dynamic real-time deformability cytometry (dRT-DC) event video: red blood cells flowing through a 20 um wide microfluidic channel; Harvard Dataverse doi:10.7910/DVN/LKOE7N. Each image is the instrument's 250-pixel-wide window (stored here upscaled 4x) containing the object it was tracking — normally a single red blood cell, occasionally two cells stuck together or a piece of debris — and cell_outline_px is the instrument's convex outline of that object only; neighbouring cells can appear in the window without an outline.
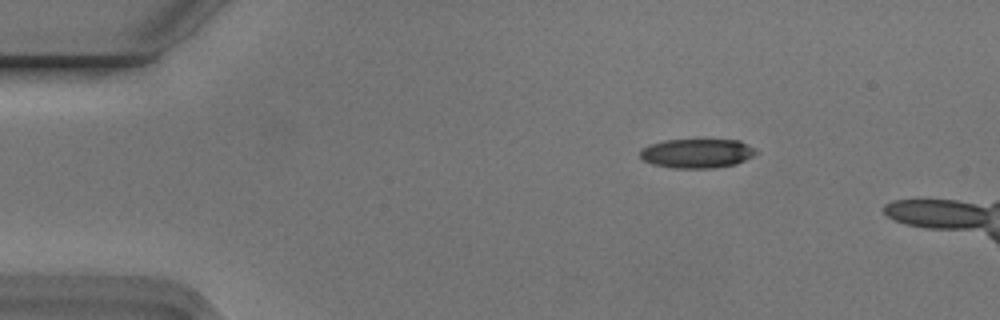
{"species": "Egyptian fruit bat (a non-hibernating species)", "species_latin": "Rousettus aegyptiacus", "temperature_condition": "cold", "stored_images_in_passage": 4, "camera_frame_rate_fps": 3000, "um_per_image_px": 0.085, "animal": {"sex": "male"}, "frame": {"image": 1, "passage_image": 2, "time_ms": 0.333, "image_size_px": [1000, 320], "cell_outline_px": [[760, 152], [736, 164], [712, 168], [672, 168], [652, 164], [644, 160], [640, 156], [640, 152], [644, 148], [652, 144], [664, 140], [740, 140], [756, 148]], "centroid_in_image_um": [59.29, 13.04], "position_along_channel_um": 25.7, "area_um2": 19.71}}